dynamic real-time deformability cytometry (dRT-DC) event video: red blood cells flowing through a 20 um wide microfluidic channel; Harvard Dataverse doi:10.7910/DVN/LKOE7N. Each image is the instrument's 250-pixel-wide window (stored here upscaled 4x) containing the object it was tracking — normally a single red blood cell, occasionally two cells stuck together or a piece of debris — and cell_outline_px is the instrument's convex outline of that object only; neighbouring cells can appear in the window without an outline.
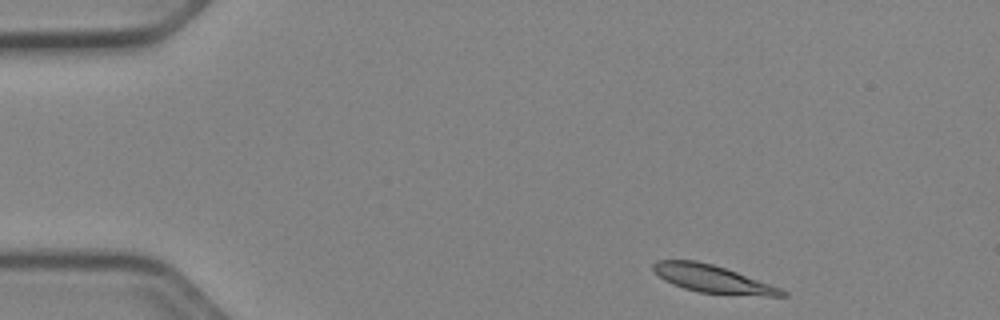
{"species": "Egyptian fruit bat (a non-hibernating species)", "species_latin": "Rousettus aegyptiacus", "temperature_condition": "cold", "stored_images_in_passage": 17, "camera_frame_rate_fps": 3000, "um_per_image_px": 0.085, "animal": {"sex": "female"}, "frame": {"image": 1, "passage_image": 1, "time_ms": 0.0, "image_size_px": [1000, 320], "cell_outline_px": [[788, 296], [764, 296], [700, 292], [684, 288], [672, 284], [664, 280], [652, 268], [652, 264], [656, 260], [696, 260], [712, 264], [736, 272], [780, 288], [788, 292]], "centroid_in_image_um": [60.55, 23.7], "position_along_channel_um": 24.4, "area_um2": 20.4}}
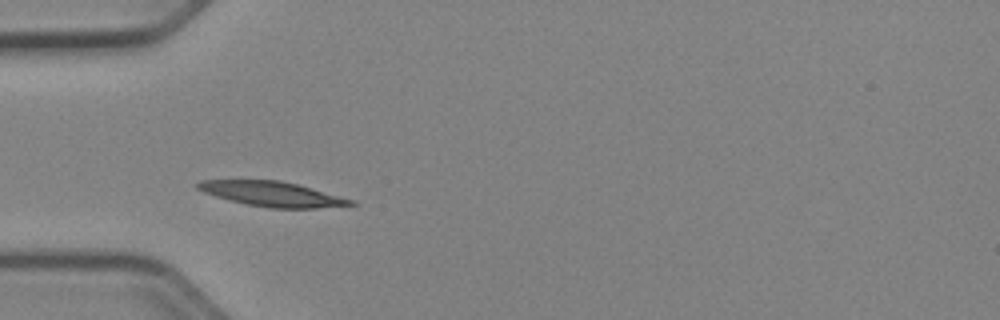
{"frame": {"image": 2, "passage_image": 10, "time_ms": 3.0, "image_size_px": [1000, 320], "cell_outline_px": [[356, 204], [316, 208], [268, 208], [248, 204], [216, 196], [204, 192], [196, 188], [192, 184], [200, 180], [280, 180], [296, 184], [356, 200]], "centroid_in_image_um": [23.12, 16.48], "position_along_channel_um": 61.9, "area_um2": 22.02}}
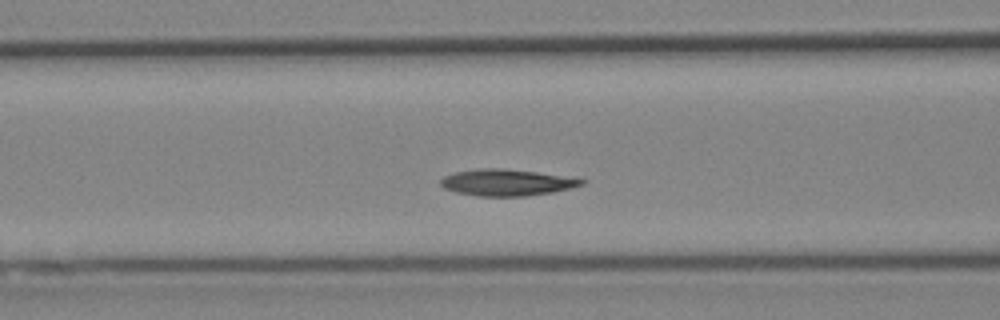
{"frame": {"image": 3, "passage_image": 15, "time_ms": 4.667, "image_size_px": [1000, 320], "cell_outline_px": [[588, 180], [584, 184], [552, 192], [528, 196], [476, 196], [456, 192], [444, 188], [440, 184], [440, 180], [444, 176], [452, 172], [476, 168], [504, 168], [580, 176]], "centroid_in_image_um": [43.15, 15.48], "position_along_channel_um": 123.4, "area_um2": 22.48}}